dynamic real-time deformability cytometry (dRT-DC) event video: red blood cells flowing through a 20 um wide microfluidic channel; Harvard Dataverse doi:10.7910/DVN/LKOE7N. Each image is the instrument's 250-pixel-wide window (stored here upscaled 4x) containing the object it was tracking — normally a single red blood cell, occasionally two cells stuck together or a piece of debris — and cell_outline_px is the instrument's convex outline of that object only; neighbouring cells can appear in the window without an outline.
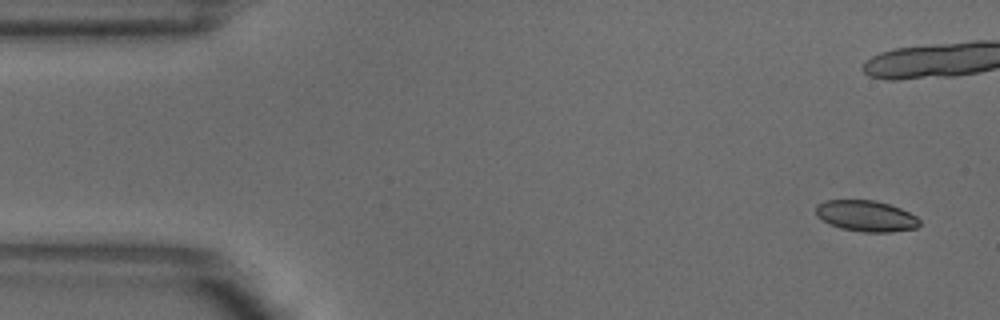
{"species": "common noctule bat (a hibernating species)", "species_latin": "Nyctalus noctula", "temperature_condition": "warm", "stored_images_in_passage": 5, "camera_frame_rate_fps": 3000, "um_per_image_px": 0.085, "animal": {"sex": "male", "body_mass_g": 18.8}, "frame": {"image": 1, "passage_image": 1, "time_ms": 0.0, "image_size_px": [1000, 320], "cell_outline_px": [[920, 224], [916, 228], [892, 232], [864, 232], [840, 228], [816, 216], [816, 204], [824, 200], [876, 200], [900, 208], [916, 216], [920, 220]], "centroid_in_image_um": [73.62, 18.35], "position_along_channel_um": 11.4, "area_um2": 18.73}}